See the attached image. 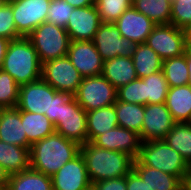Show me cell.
<instances>
[{
    "label": "cell",
    "instance_id": "1",
    "mask_svg": "<svg viewBox=\"0 0 191 190\" xmlns=\"http://www.w3.org/2000/svg\"><path fill=\"white\" fill-rule=\"evenodd\" d=\"M72 96L56 91L42 78L20 86L17 108L46 115L56 127L61 122L62 104Z\"/></svg>",
    "mask_w": 191,
    "mask_h": 190
},
{
    "label": "cell",
    "instance_id": "2",
    "mask_svg": "<svg viewBox=\"0 0 191 190\" xmlns=\"http://www.w3.org/2000/svg\"><path fill=\"white\" fill-rule=\"evenodd\" d=\"M80 153V145L54 132L30 148V168L52 176Z\"/></svg>",
    "mask_w": 191,
    "mask_h": 190
},
{
    "label": "cell",
    "instance_id": "3",
    "mask_svg": "<svg viewBox=\"0 0 191 190\" xmlns=\"http://www.w3.org/2000/svg\"><path fill=\"white\" fill-rule=\"evenodd\" d=\"M80 153L92 184L126 176L133 169L135 160L127 153L103 149L92 142L81 145Z\"/></svg>",
    "mask_w": 191,
    "mask_h": 190
},
{
    "label": "cell",
    "instance_id": "4",
    "mask_svg": "<svg viewBox=\"0 0 191 190\" xmlns=\"http://www.w3.org/2000/svg\"><path fill=\"white\" fill-rule=\"evenodd\" d=\"M1 70L9 73L19 86L41 78L42 64L27 37L9 42Z\"/></svg>",
    "mask_w": 191,
    "mask_h": 190
},
{
    "label": "cell",
    "instance_id": "5",
    "mask_svg": "<svg viewBox=\"0 0 191 190\" xmlns=\"http://www.w3.org/2000/svg\"><path fill=\"white\" fill-rule=\"evenodd\" d=\"M137 159L145 166L177 176L181 181L190 173V166L180 153L165 140L144 141Z\"/></svg>",
    "mask_w": 191,
    "mask_h": 190
},
{
    "label": "cell",
    "instance_id": "6",
    "mask_svg": "<svg viewBox=\"0 0 191 190\" xmlns=\"http://www.w3.org/2000/svg\"><path fill=\"white\" fill-rule=\"evenodd\" d=\"M27 38L36 49L41 64L66 56L70 36L66 29L49 22H43Z\"/></svg>",
    "mask_w": 191,
    "mask_h": 190
},
{
    "label": "cell",
    "instance_id": "7",
    "mask_svg": "<svg viewBox=\"0 0 191 190\" xmlns=\"http://www.w3.org/2000/svg\"><path fill=\"white\" fill-rule=\"evenodd\" d=\"M74 98L89 112L113 105L117 100V89L102 75L84 77Z\"/></svg>",
    "mask_w": 191,
    "mask_h": 190
},
{
    "label": "cell",
    "instance_id": "8",
    "mask_svg": "<svg viewBox=\"0 0 191 190\" xmlns=\"http://www.w3.org/2000/svg\"><path fill=\"white\" fill-rule=\"evenodd\" d=\"M145 43L163 60L184 54L188 47V32L173 24H159L154 27Z\"/></svg>",
    "mask_w": 191,
    "mask_h": 190
},
{
    "label": "cell",
    "instance_id": "9",
    "mask_svg": "<svg viewBox=\"0 0 191 190\" xmlns=\"http://www.w3.org/2000/svg\"><path fill=\"white\" fill-rule=\"evenodd\" d=\"M41 78L56 91L74 96L83 77L66 55L43 63Z\"/></svg>",
    "mask_w": 191,
    "mask_h": 190
},
{
    "label": "cell",
    "instance_id": "10",
    "mask_svg": "<svg viewBox=\"0 0 191 190\" xmlns=\"http://www.w3.org/2000/svg\"><path fill=\"white\" fill-rule=\"evenodd\" d=\"M51 0H8L12 7L17 32L27 37L46 22Z\"/></svg>",
    "mask_w": 191,
    "mask_h": 190
},
{
    "label": "cell",
    "instance_id": "11",
    "mask_svg": "<svg viewBox=\"0 0 191 190\" xmlns=\"http://www.w3.org/2000/svg\"><path fill=\"white\" fill-rule=\"evenodd\" d=\"M93 43L103 61L118 56L132 57L136 44L123 38L114 23L102 22Z\"/></svg>",
    "mask_w": 191,
    "mask_h": 190
},
{
    "label": "cell",
    "instance_id": "12",
    "mask_svg": "<svg viewBox=\"0 0 191 190\" xmlns=\"http://www.w3.org/2000/svg\"><path fill=\"white\" fill-rule=\"evenodd\" d=\"M86 120L87 112L72 96L62 104L61 122L55 127V132L81 146L88 142Z\"/></svg>",
    "mask_w": 191,
    "mask_h": 190
},
{
    "label": "cell",
    "instance_id": "13",
    "mask_svg": "<svg viewBox=\"0 0 191 190\" xmlns=\"http://www.w3.org/2000/svg\"><path fill=\"white\" fill-rule=\"evenodd\" d=\"M175 123L165 103L146 104L140 138L142 142L164 140Z\"/></svg>",
    "mask_w": 191,
    "mask_h": 190
},
{
    "label": "cell",
    "instance_id": "14",
    "mask_svg": "<svg viewBox=\"0 0 191 190\" xmlns=\"http://www.w3.org/2000/svg\"><path fill=\"white\" fill-rule=\"evenodd\" d=\"M67 56L83 78L102 75L104 61L93 41L71 40Z\"/></svg>",
    "mask_w": 191,
    "mask_h": 190
},
{
    "label": "cell",
    "instance_id": "15",
    "mask_svg": "<svg viewBox=\"0 0 191 190\" xmlns=\"http://www.w3.org/2000/svg\"><path fill=\"white\" fill-rule=\"evenodd\" d=\"M53 190H85L92 185L81 153L51 176Z\"/></svg>",
    "mask_w": 191,
    "mask_h": 190
},
{
    "label": "cell",
    "instance_id": "16",
    "mask_svg": "<svg viewBox=\"0 0 191 190\" xmlns=\"http://www.w3.org/2000/svg\"><path fill=\"white\" fill-rule=\"evenodd\" d=\"M101 23L96 6L91 5L74 8L65 29L72 41H92Z\"/></svg>",
    "mask_w": 191,
    "mask_h": 190
},
{
    "label": "cell",
    "instance_id": "17",
    "mask_svg": "<svg viewBox=\"0 0 191 190\" xmlns=\"http://www.w3.org/2000/svg\"><path fill=\"white\" fill-rule=\"evenodd\" d=\"M92 143L103 149L127 153L137 159L142 140L138 133L117 126L99 135Z\"/></svg>",
    "mask_w": 191,
    "mask_h": 190
},
{
    "label": "cell",
    "instance_id": "18",
    "mask_svg": "<svg viewBox=\"0 0 191 190\" xmlns=\"http://www.w3.org/2000/svg\"><path fill=\"white\" fill-rule=\"evenodd\" d=\"M114 25L123 38H127L135 44L145 43L156 24L137 11L133 6L127 9Z\"/></svg>",
    "mask_w": 191,
    "mask_h": 190
},
{
    "label": "cell",
    "instance_id": "19",
    "mask_svg": "<svg viewBox=\"0 0 191 190\" xmlns=\"http://www.w3.org/2000/svg\"><path fill=\"white\" fill-rule=\"evenodd\" d=\"M0 140L27 149L31 148L21 122V111L17 107L0 109Z\"/></svg>",
    "mask_w": 191,
    "mask_h": 190
},
{
    "label": "cell",
    "instance_id": "20",
    "mask_svg": "<svg viewBox=\"0 0 191 190\" xmlns=\"http://www.w3.org/2000/svg\"><path fill=\"white\" fill-rule=\"evenodd\" d=\"M102 76L116 89L137 79L132 57L118 56L104 62Z\"/></svg>",
    "mask_w": 191,
    "mask_h": 190
},
{
    "label": "cell",
    "instance_id": "21",
    "mask_svg": "<svg viewBox=\"0 0 191 190\" xmlns=\"http://www.w3.org/2000/svg\"><path fill=\"white\" fill-rule=\"evenodd\" d=\"M165 105L176 123L191 122V86L169 87Z\"/></svg>",
    "mask_w": 191,
    "mask_h": 190
},
{
    "label": "cell",
    "instance_id": "22",
    "mask_svg": "<svg viewBox=\"0 0 191 190\" xmlns=\"http://www.w3.org/2000/svg\"><path fill=\"white\" fill-rule=\"evenodd\" d=\"M133 170L151 190H182V181L177 176L145 166L138 159L134 160Z\"/></svg>",
    "mask_w": 191,
    "mask_h": 190
},
{
    "label": "cell",
    "instance_id": "23",
    "mask_svg": "<svg viewBox=\"0 0 191 190\" xmlns=\"http://www.w3.org/2000/svg\"><path fill=\"white\" fill-rule=\"evenodd\" d=\"M0 164L10 176L30 168V149L0 140Z\"/></svg>",
    "mask_w": 191,
    "mask_h": 190
},
{
    "label": "cell",
    "instance_id": "24",
    "mask_svg": "<svg viewBox=\"0 0 191 190\" xmlns=\"http://www.w3.org/2000/svg\"><path fill=\"white\" fill-rule=\"evenodd\" d=\"M88 142H93L99 135L118 126L114 104L87 112Z\"/></svg>",
    "mask_w": 191,
    "mask_h": 190
},
{
    "label": "cell",
    "instance_id": "25",
    "mask_svg": "<svg viewBox=\"0 0 191 190\" xmlns=\"http://www.w3.org/2000/svg\"><path fill=\"white\" fill-rule=\"evenodd\" d=\"M6 190H53L51 176L29 168L10 175Z\"/></svg>",
    "mask_w": 191,
    "mask_h": 190
},
{
    "label": "cell",
    "instance_id": "26",
    "mask_svg": "<svg viewBox=\"0 0 191 190\" xmlns=\"http://www.w3.org/2000/svg\"><path fill=\"white\" fill-rule=\"evenodd\" d=\"M132 58L138 78L162 71L163 59L146 43L136 44Z\"/></svg>",
    "mask_w": 191,
    "mask_h": 190
},
{
    "label": "cell",
    "instance_id": "27",
    "mask_svg": "<svg viewBox=\"0 0 191 190\" xmlns=\"http://www.w3.org/2000/svg\"><path fill=\"white\" fill-rule=\"evenodd\" d=\"M21 122L31 145L55 132L53 123L44 114L21 111Z\"/></svg>",
    "mask_w": 191,
    "mask_h": 190
},
{
    "label": "cell",
    "instance_id": "28",
    "mask_svg": "<svg viewBox=\"0 0 191 190\" xmlns=\"http://www.w3.org/2000/svg\"><path fill=\"white\" fill-rule=\"evenodd\" d=\"M118 126L141 133L144 119V105L125 103L118 99L114 103Z\"/></svg>",
    "mask_w": 191,
    "mask_h": 190
},
{
    "label": "cell",
    "instance_id": "29",
    "mask_svg": "<svg viewBox=\"0 0 191 190\" xmlns=\"http://www.w3.org/2000/svg\"><path fill=\"white\" fill-rule=\"evenodd\" d=\"M164 140L191 166V122L175 123Z\"/></svg>",
    "mask_w": 191,
    "mask_h": 190
},
{
    "label": "cell",
    "instance_id": "30",
    "mask_svg": "<svg viewBox=\"0 0 191 190\" xmlns=\"http://www.w3.org/2000/svg\"><path fill=\"white\" fill-rule=\"evenodd\" d=\"M132 6L156 25L170 24L172 0H132Z\"/></svg>",
    "mask_w": 191,
    "mask_h": 190
},
{
    "label": "cell",
    "instance_id": "31",
    "mask_svg": "<svg viewBox=\"0 0 191 190\" xmlns=\"http://www.w3.org/2000/svg\"><path fill=\"white\" fill-rule=\"evenodd\" d=\"M162 71L168 87L188 85V68L185 53L163 60Z\"/></svg>",
    "mask_w": 191,
    "mask_h": 190
},
{
    "label": "cell",
    "instance_id": "32",
    "mask_svg": "<svg viewBox=\"0 0 191 190\" xmlns=\"http://www.w3.org/2000/svg\"><path fill=\"white\" fill-rule=\"evenodd\" d=\"M142 80L144 81L146 104L165 103L169 87L163 71L151 74Z\"/></svg>",
    "mask_w": 191,
    "mask_h": 190
},
{
    "label": "cell",
    "instance_id": "33",
    "mask_svg": "<svg viewBox=\"0 0 191 190\" xmlns=\"http://www.w3.org/2000/svg\"><path fill=\"white\" fill-rule=\"evenodd\" d=\"M101 22L114 23L127 9L132 7V0H95Z\"/></svg>",
    "mask_w": 191,
    "mask_h": 190
},
{
    "label": "cell",
    "instance_id": "34",
    "mask_svg": "<svg viewBox=\"0 0 191 190\" xmlns=\"http://www.w3.org/2000/svg\"><path fill=\"white\" fill-rule=\"evenodd\" d=\"M20 86L9 74L0 70V107L13 108L17 106Z\"/></svg>",
    "mask_w": 191,
    "mask_h": 190
},
{
    "label": "cell",
    "instance_id": "35",
    "mask_svg": "<svg viewBox=\"0 0 191 190\" xmlns=\"http://www.w3.org/2000/svg\"><path fill=\"white\" fill-rule=\"evenodd\" d=\"M117 99L125 103L146 105L144 81L137 78L117 89Z\"/></svg>",
    "mask_w": 191,
    "mask_h": 190
},
{
    "label": "cell",
    "instance_id": "36",
    "mask_svg": "<svg viewBox=\"0 0 191 190\" xmlns=\"http://www.w3.org/2000/svg\"><path fill=\"white\" fill-rule=\"evenodd\" d=\"M170 24L191 31V3L172 0Z\"/></svg>",
    "mask_w": 191,
    "mask_h": 190
},
{
    "label": "cell",
    "instance_id": "37",
    "mask_svg": "<svg viewBox=\"0 0 191 190\" xmlns=\"http://www.w3.org/2000/svg\"><path fill=\"white\" fill-rule=\"evenodd\" d=\"M73 9L64 0H51L46 22L65 29Z\"/></svg>",
    "mask_w": 191,
    "mask_h": 190
},
{
    "label": "cell",
    "instance_id": "38",
    "mask_svg": "<svg viewBox=\"0 0 191 190\" xmlns=\"http://www.w3.org/2000/svg\"><path fill=\"white\" fill-rule=\"evenodd\" d=\"M0 37L15 40L22 36L17 32L16 25L13 19L12 7L6 3L0 8Z\"/></svg>",
    "mask_w": 191,
    "mask_h": 190
},
{
    "label": "cell",
    "instance_id": "39",
    "mask_svg": "<svg viewBox=\"0 0 191 190\" xmlns=\"http://www.w3.org/2000/svg\"><path fill=\"white\" fill-rule=\"evenodd\" d=\"M97 190H127L126 176L98 181L92 184Z\"/></svg>",
    "mask_w": 191,
    "mask_h": 190
},
{
    "label": "cell",
    "instance_id": "40",
    "mask_svg": "<svg viewBox=\"0 0 191 190\" xmlns=\"http://www.w3.org/2000/svg\"><path fill=\"white\" fill-rule=\"evenodd\" d=\"M126 186L127 190H151L133 169L126 175Z\"/></svg>",
    "mask_w": 191,
    "mask_h": 190
},
{
    "label": "cell",
    "instance_id": "41",
    "mask_svg": "<svg viewBox=\"0 0 191 190\" xmlns=\"http://www.w3.org/2000/svg\"><path fill=\"white\" fill-rule=\"evenodd\" d=\"M70 4L73 8H82L94 5L95 0H64Z\"/></svg>",
    "mask_w": 191,
    "mask_h": 190
},
{
    "label": "cell",
    "instance_id": "42",
    "mask_svg": "<svg viewBox=\"0 0 191 190\" xmlns=\"http://www.w3.org/2000/svg\"><path fill=\"white\" fill-rule=\"evenodd\" d=\"M11 40L0 37V70L3 65V60L6 55L7 47Z\"/></svg>",
    "mask_w": 191,
    "mask_h": 190
},
{
    "label": "cell",
    "instance_id": "43",
    "mask_svg": "<svg viewBox=\"0 0 191 190\" xmlns=\"http://www.w3.org/2000/svg\"><path fill=\"white\" fill-rule=\"evenodd\" d=\"M9 175L5 172L3 166L0 164V190H6L8 185Z\"/></svg>",
    "mask_w": 191,
    "mask_h": 190
},
{
    "label": "cell",
    "instance_id": "44",
    "mask_svg": "<svg viewBox=\"0 0 191 190\" xmlns=\"http://www.w3.org/2000/svg\"><path fill=\"white\" fill-rule=\"evenodd\" d=\"M186 64L188 68V85L191 86V48L187 47L185 50Z\"/></svg>",
    "mask_w": 191,
    "mask_h": 190
},
{
    "label": "cell",
    "instance_id": "45",
    "mask_svg": "<svg viewBox=\"0 0 191 190\" xmlns=\"http://www.w3.org/2000/svg\"><path fill=\"white\" fill-rule=\"evenodd\" d=\"M182 190H191V174L188 173L182 180Z\"/></svg>",
    "mask_w": 191,
    "mask_h": 190
},
{
    "label": "cell",
    "instance_id": "46",
    "mask_svg": "<svg viewBox=\"0 0 191 190\" xmlns=\"http://www.w3.org/2000/svg\"><path fill=\"white\" fill-rule=\"evenodd\" d=\"M188 47L191 48V31L188 32Z\"/></svg>",
    "mask_w": 191,
    "mask_h": 190
},
{
    "label": "cell",
    "instance_id": "47",
    "mask_svg": "<svg viewBox=\"0 0 191 190\" xmlns=\"http://www.w3.org/2000/svg\"><path fill=\"white\" fill-rule=\"evenodd\" d=\"M6 3H8V0H0V8H2Z\"/></svg>",
    "mask_w": 191,
    "mask_h": 190
},
{
    "label": "cell",
    "instance_id": "48",
    "mask_svg": "<svg viewBox=\"0 0 191 190\" xmlns=\"http://www.w3.org/2000/svg\"><path fill=\"white\" fill-rule=\"evenodd\" d=\"M85 190H97L93 185H91L90 187H88L87 189Z\"/></svg>",
    "mask_w": 191,
    "mask_h": 190
},
{
    "label": "cell",
    "instance_id": "49",
    "mask_svg": "<svg viewBox=\"0 0 191 190\" xmlns=\"http://www.w3.org/2000/svg\"><path fill=\"white\" fill-rule=\"evenodd\" d=\"M179 1L191 3V0H179Z\"/></svg>",
    "mask_w": 191,
    "mask_h": 190
}]
</instances>
